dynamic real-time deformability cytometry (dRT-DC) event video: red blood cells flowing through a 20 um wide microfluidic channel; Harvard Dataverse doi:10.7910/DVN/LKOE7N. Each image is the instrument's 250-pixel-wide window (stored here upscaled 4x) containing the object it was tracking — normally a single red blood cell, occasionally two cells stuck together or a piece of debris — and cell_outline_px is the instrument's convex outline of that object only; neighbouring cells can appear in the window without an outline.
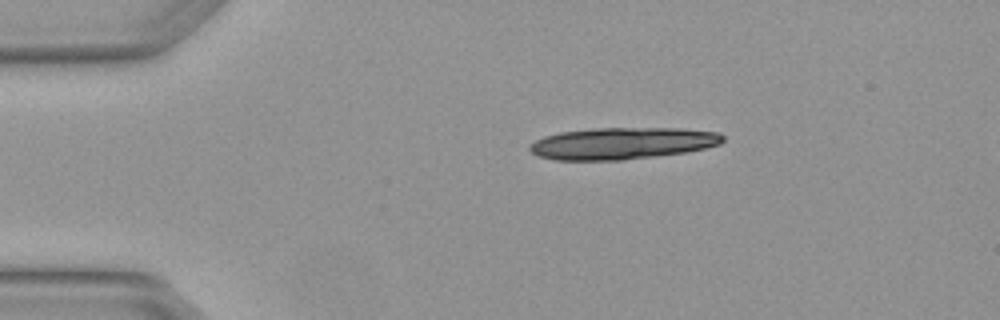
{"species": "Egyptian fruit bat (a non-hibernating species)", "species_latin": "Rousettus aegyptiacus", "temperature_condition": "warm", "stored_images_in_passage": 2, "camera_frame_rate_fps": 3000, "um_per_image_px": 0.085, "animal": {"sex": "female"}, "frame": {"image": 1, "passage_image": 1, "time_ms": 0.0, "image_size_px": [1000, 320], "cell_outline_px": [[724, 140], [720, 144], [704, 148], [684, 152], [656, 156], [620, 160], [552, 160], [536, 156], [528, 148], [528, 144], [544, 136], [560, 132], [596, 128], [680, 128], [720, 132], [724, 136]], "centroid_in_image_um": [52.86, 12.18], "position_along_channel_um": 32.1, "area_um2": 35.95}}